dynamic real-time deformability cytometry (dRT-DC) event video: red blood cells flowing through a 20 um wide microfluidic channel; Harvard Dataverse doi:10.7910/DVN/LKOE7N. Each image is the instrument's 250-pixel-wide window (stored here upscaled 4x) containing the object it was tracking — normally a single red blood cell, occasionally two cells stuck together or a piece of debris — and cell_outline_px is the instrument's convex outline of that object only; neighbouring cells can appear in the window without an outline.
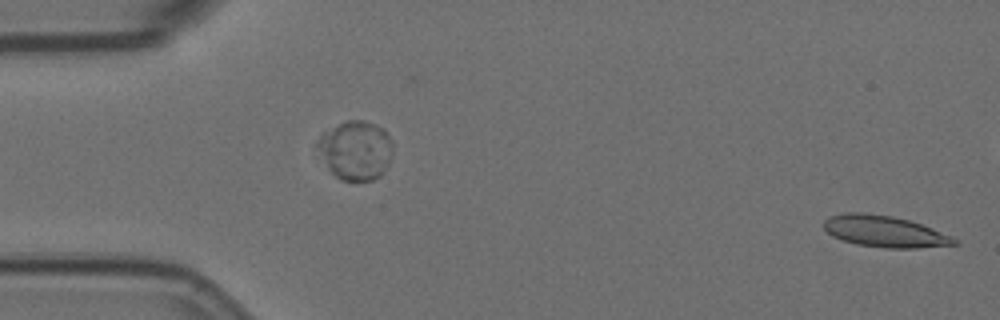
{"species": "Egyptian fruit bat (a non-hibernating species)", "species_latin": "Rousettus aegyptiacus", "temperature_condition": "room temperature", "stored_images_in_passage": 48, "camera_frame_rate_fps": 3000, "um_per_image_px": 0.085, "animal": {"sex": "female"}, "frame": {"image": 1, "passage_image": 1, "time_ms": 0.0, "image_size_px": [1000, 320], "cell_outline_px": [[960, 244], [916, 248], [884, 248], [856, 244], [832, 236], [824, 228], [824, 220], [832, 216], [844, 212], [864, 212], [892, 216], [908, 220], [920, 224], [952, 236], [960, 240]], "centroid_in_image_um": [75.21, 19.67], "position_along_channel_um": 9.8, "area_um2": 23.87}}
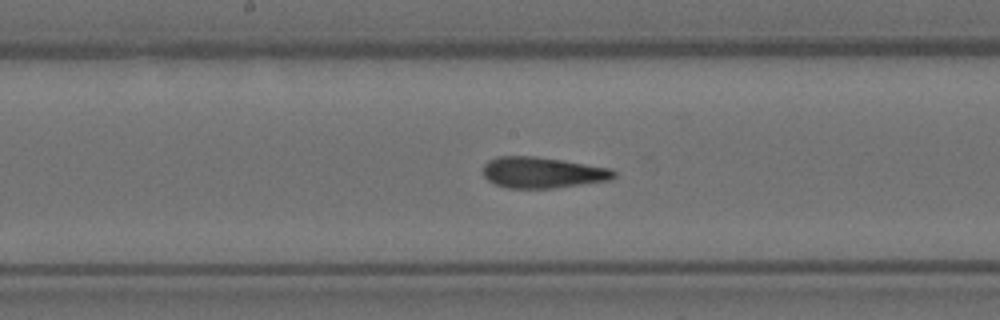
{"frame": {"image": 2, "passage_image": 28, "time_ms": 9.0, "image_size_px": [1000, 320], "cell_outline_px": [[616, 176], [608, 180], [556, 188], [508, 188], [496, 184], [488, 180], [484, 176], [484, 164], [488, 160], [496, 156], [536, 156], [612, 168], [616, 172]], "centroid_in_image_um": [46.11, 14.66], "position_along_channel_um": 202.1, "area_um2": 23.64}}
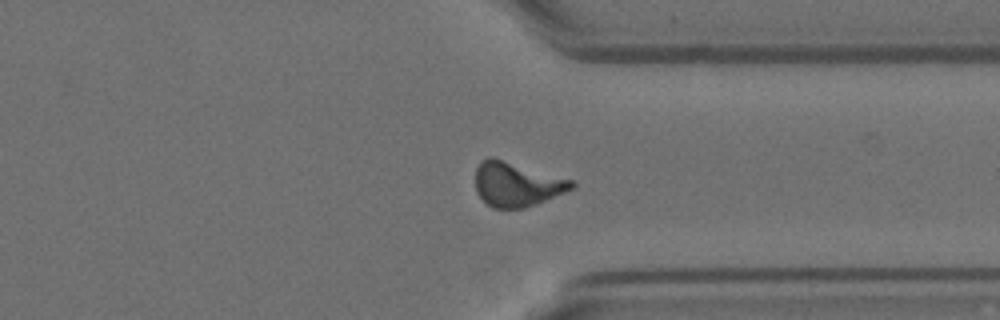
{"frame": {"image": 3, "passage_image": 42, "time_ms": 13.667, "image_size_px": [1000, 320], "cell_outline_px": [[576, 184], [572, 188], [564, 192], [536, 204], [524, 208], [492, 208], [476, 192], [476, 168], [484, 160], [492, 156], [572, 180]], "centroid_in_image_um": [43.9, 15.66], "position_along_channel_um": 367.5, "area_um2": 24.51}}